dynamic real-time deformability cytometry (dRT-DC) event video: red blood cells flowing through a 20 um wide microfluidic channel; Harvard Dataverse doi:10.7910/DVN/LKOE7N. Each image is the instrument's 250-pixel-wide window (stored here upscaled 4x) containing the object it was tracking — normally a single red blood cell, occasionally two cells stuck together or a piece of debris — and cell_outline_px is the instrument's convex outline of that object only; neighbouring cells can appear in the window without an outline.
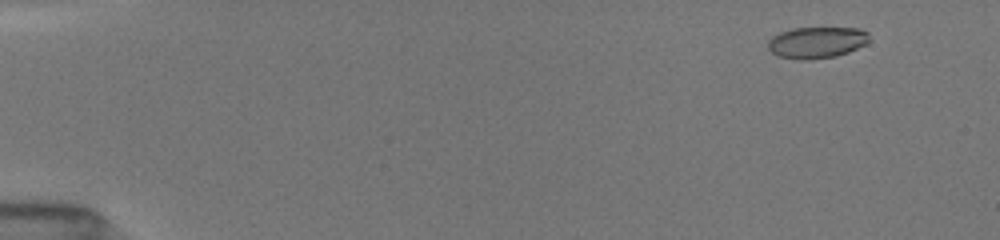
{"species": "common noctule bat (a hibernating species)", "species_latin": "Nyctalus noctula", "temperature_condition": "room temperature", "stored_images_in_passage": 10, "camera_frame_rate_fps": 3000, "um_per_image_px": 0.085, "animal": {"sex": "female", "body_mass_g": 19.5, "forearm_length_mm": 54.1}, "frame": {"image": 1, "passage_image": 2, "time_ms": 1.0, "image_size_px": [1000, 240], "cell_outline_px": [[868, 40], [864, 44], [848, 52], [836, 56], [808, 60], [800, 60], [780, 56], [772, 52], [768, 48], [768, 40], [772, 36], [780, 32], [792, 28], [860, 28], [868, 32]], "centroid_in_image_um": [69.4, 3.6], "position_along_channel_um": 15.6, "area_um2": 18.44}}
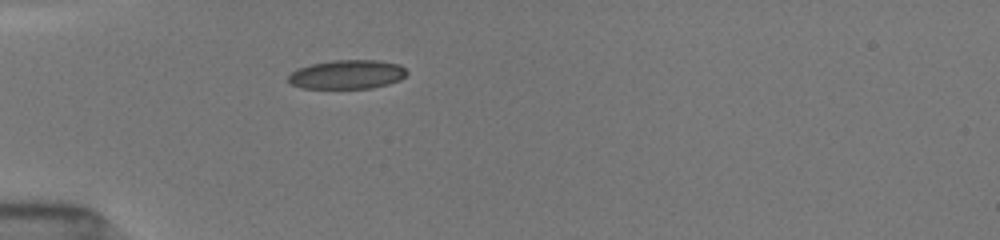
{"frame": {"image": 2, "passage_image": 7, "time_ms": 5.0, "image_size_px": [1000, 240], "cell_outline_px": [[408, 72], [400, 80], [388, 84], [372, 88], [300, 88], [292, 84], [288, 80], [288, 76], [296, 68], [312, 64], [332, 60], [380, 60], [400, 64]], "centroid_in_image_um": [29.51, 6.32], "position_along_channel_um": 55.5, "area_um2": 20.11}}